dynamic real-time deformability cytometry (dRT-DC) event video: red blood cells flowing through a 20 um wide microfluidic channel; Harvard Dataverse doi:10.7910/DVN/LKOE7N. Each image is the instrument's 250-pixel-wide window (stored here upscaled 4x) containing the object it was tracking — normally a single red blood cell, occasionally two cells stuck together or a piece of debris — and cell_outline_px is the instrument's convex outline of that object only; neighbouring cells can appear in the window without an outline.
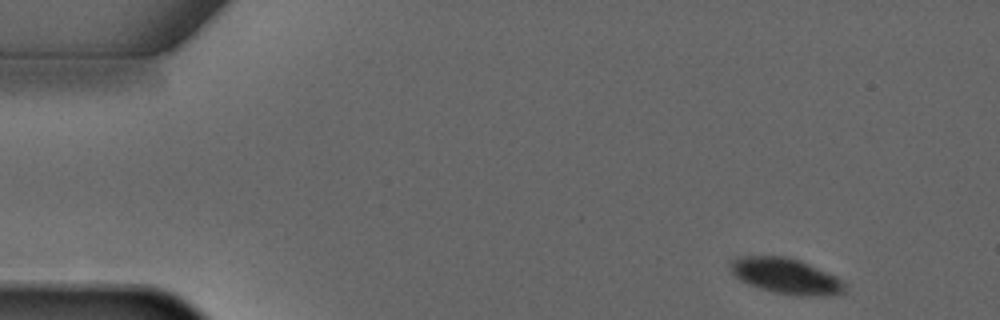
{"species": "common noctule bat (a hibernating species)", "species_latin": "Nyctalus noctula", "temperature_condition": "warm", "stored_images_in_passage": 4, "camera_frame_rate_fps": 3000, "um_per_image_px": 0.085, "animal": {"sex": "male", "forearm_length_mm": 52.5}, "frame": {"image": 1, "passage_image": 1, "time_ms": 0.0, "image_size_px": [1000, 320], "cell_outline_px": [[844, 292], [820, 296], [816, 296], [776, 292], [760, 288], [748, 284], [740, 280], [732, 272], [728, 264], [736, 256], [788, 256], [800, 260], [836, 276], [844, 280]], "centroid_in_image_um": [66.77, 23.43], "position_along_channel_um": 18.2, "area_um2": 23.47}}
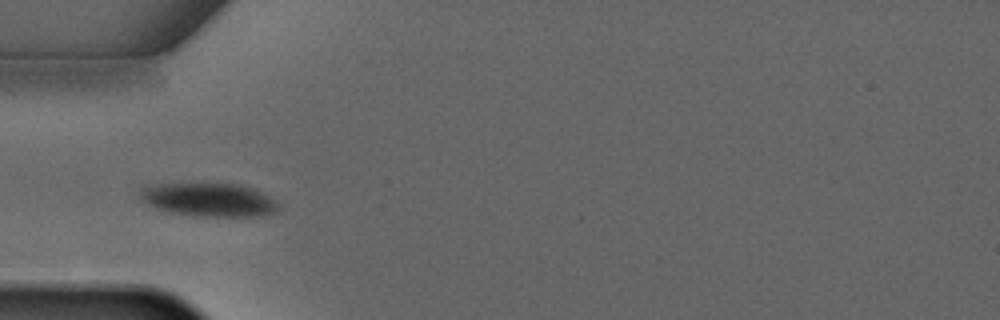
{"frame": {"image": 2, "passage_image": 3, "time_ms": 3.333, "image_size_px": [1000, 320], "cell_outline_px": [[280, 208], [276, 212], [256, 216], [200, 216], [168, 212], [152, 208], [140, 200], [140, 188], [156, 184], [240, 184], [252, 188], [268, 196], [280, 204]], "centroid_in_image_um": [17.72, 16.98], "position_along_channel_um": 67.3, "area_um2": 26.99}}